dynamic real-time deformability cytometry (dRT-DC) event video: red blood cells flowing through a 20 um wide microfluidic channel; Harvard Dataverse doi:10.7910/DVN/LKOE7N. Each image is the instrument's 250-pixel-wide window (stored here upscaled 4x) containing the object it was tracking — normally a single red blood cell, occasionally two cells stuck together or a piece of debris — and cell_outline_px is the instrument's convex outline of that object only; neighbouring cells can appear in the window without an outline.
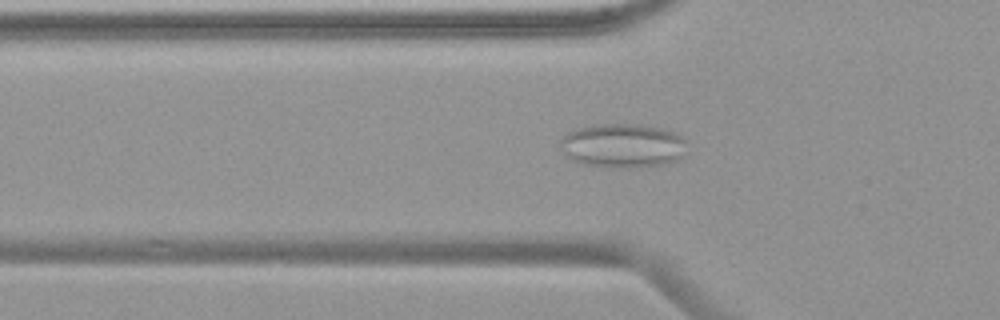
{"species": "common noctule bat (a hibernating species)", "species_latin": "Nyctalus noctula", "temperature_condition": "warm", "stored_images_in_passage": 22, "camera_frame_rate_fps": 3000, "um_per_image_px": 0.085, "animal": {"sex": "female", "body_mass_g": 19.9}, "frame": {"image": 1, "passage_image": 19, "time_ms": 6.0, "image_size_px": [1000, 320], "cell_outline_px": [[684, 140], [680, 156], [676, 160], [664, 164], [628, 168], [608, 168], [580, 164], [572, 160], [564, 152], [560, 144], [560, 140], [568, 132], [592, 124], [640, 124], [660, 128], [676, 132]], "centroid_in_image_um": [52.87, 12.38], "position_along_channel_um": 72.9, "area_um2": 32.43}}